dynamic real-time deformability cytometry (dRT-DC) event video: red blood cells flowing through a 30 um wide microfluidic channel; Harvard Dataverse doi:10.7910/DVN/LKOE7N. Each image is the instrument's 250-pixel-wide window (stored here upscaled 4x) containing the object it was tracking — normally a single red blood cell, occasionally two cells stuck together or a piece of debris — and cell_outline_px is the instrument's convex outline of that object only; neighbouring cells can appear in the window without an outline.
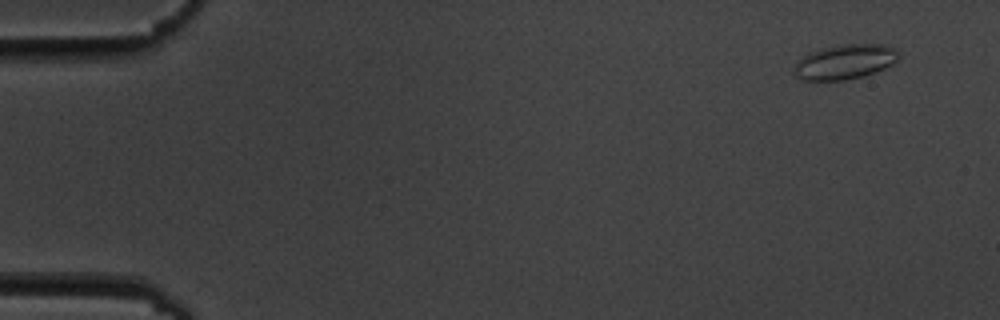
{"species": "common noctule bat (a hibernating species)", "species_latin": "Nyctalus noctula", "temperature_condition": "cold", "stored_images_in_passage": 6, "camera_frame_rate_fps": 3000, "um_per_image_px": 0.085, "animal": {"sex": "male", "body_mass_g": 19.5, "forearm_length_mm": 54.6}, "frame": {"image": 1, "passage_image": 1, "time_ms": 0.0, "image_size_px": [1000, 320], "cell_outline_px": [[900, 60], [884, 68], [864, 76], [844, 80], [800, 80], [792, 72], [792, 68], [808, 52], [820, 48], [844, 44], [884, 44], [896, 48], [900, 52]], "centroid_in_image_um": [71.84, 5.25], "position_along_channel_um": 13.2, "area_um2": 21.5}}
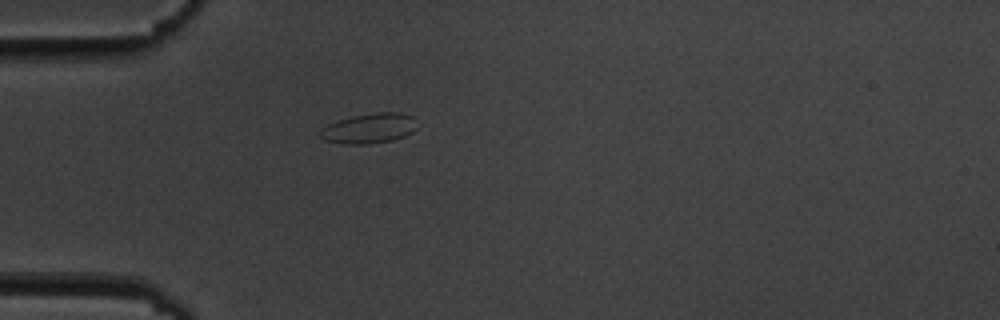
{"frame": {"image": 2, "passage_image": 4, "time_ms": 4.333, "image_size_px": [1000, 320], "cell_outline_px": [[416, 128], [412, 132], [404, 136], [392, 140], [368, 144], [344, 144], [324, 140], [316, 136], [316, 132], [320, 128], [328, 124], [352, 116], [376, 112], [400, 112], [412, 116]], "centroid_in_image_um": [31.3, 10.92], "position_along_channel_um": 53.7, "area_um2": 17.11}}
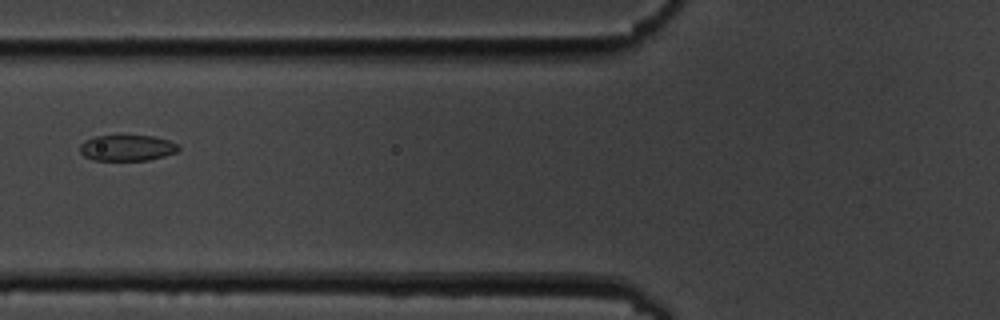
{"frame": {"image": 3, "passage_image": 6, "time_ms": 6.333, "image_size_px": [1000, 320], "cell_outline_px": [[180, 148], [176, 152], [164, 156], [148, 160], [92, 160], [84, 156], [80, 152], [80, 144], [84, 140], [96, 136], [152, 136], [168, 140], [176, 144]], "centroid_in_image_um": [10.77, 12.57], "position_along_channel_um": 115.0, "area_um2": 14.8}}